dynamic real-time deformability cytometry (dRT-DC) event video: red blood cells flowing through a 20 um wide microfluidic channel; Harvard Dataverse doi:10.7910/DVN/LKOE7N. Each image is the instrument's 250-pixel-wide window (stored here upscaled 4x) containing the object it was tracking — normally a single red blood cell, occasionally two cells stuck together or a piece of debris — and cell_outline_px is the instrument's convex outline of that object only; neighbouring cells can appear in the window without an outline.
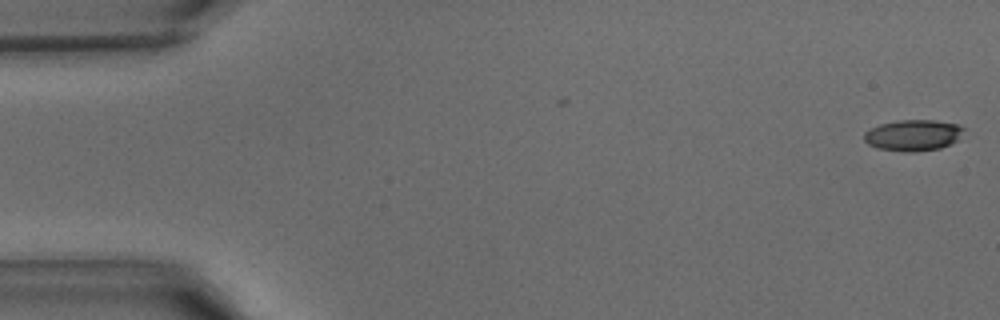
{"species": "common noctule bat (a hibernating species)", "species_latin": "Nyctalus noctula", "temperature_condition": "warm", "stored_images_in_passage": 6, "camera_frame_rate_fps": 3000, "um_per_image_px": 0.085, "animal": {"sex": "male", "body_mass_g": 15.6}, "frame": {"image": 1, "passage_image": 1, "time_ms": 0.0, "image_size_px": [1000, 320], "cell_outline_px": [[964, 128], [956, 140], [940, 148], [912, 152], [904, 152], [876, 148], [868, 144], [864, 140], [864, 132], [880, 124], [900, 120], [932, 120], [956, 124]], "centroid_in_image_um": [77.56, 11.5], "position_along_channel_um": 7.4, "area_um2": 17.8}}